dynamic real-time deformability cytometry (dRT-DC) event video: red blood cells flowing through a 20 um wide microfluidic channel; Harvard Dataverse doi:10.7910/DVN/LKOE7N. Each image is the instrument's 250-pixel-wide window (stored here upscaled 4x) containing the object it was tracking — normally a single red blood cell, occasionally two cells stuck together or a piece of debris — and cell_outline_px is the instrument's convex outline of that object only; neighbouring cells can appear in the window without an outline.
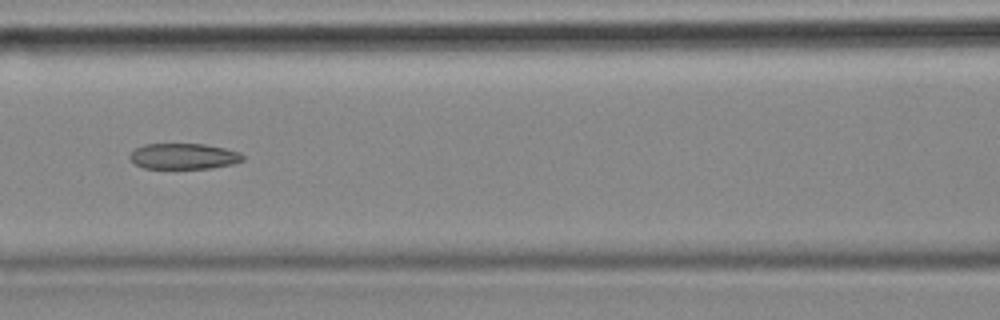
{"species": "common noctule bat (a hibernating species)", "species_latin": "Nyctalus noctula", "temperature_condition": "cold", "stored_images_in_passage": 5, "camera_frame_rate_fps": 3000, "um_per_image_px": 0.085, "animal": {"sex": "female", "body_mass_g": 18.4}, "frame": {"image": 1, "passage_image": 4, "time_ms": 1.0, "image_size_px": [1000, 320], "cell_outline_px": [[244, 160], [232, 164], [212, 168], [144, 168], [136, 164], [128, 156], [136, 148], [144, 144], [204, 144], [224, 148], [240, 152], [244, 156]], "centroid_in_image_um": [15.63, 13.28], "position_along_channel_um": 151.0, "area_um2": 16.88}}
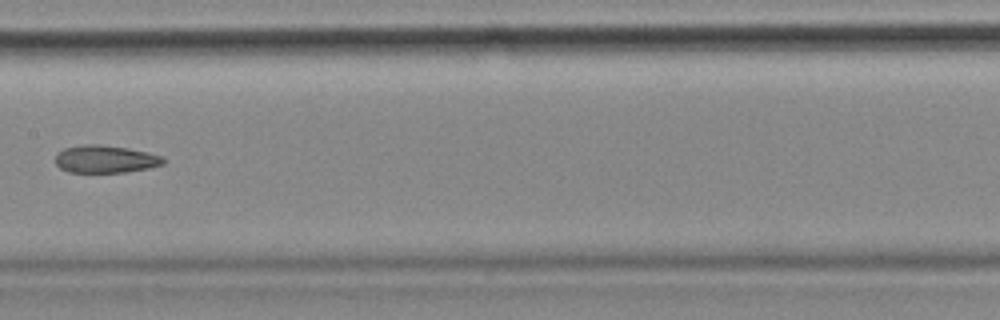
{"frame": {"image": 2, "passage_image": 5, "time_ms": 1.333, "image_size_px": [1000, 320], "cell_outline_px": [[164, 164], [148, 168], [124, 172], [68, 172], [60, 168], [56, 164], [56, 152], [64, 148], [84, 144], [96, 144], [128, 148], [164, 156]], "centroid_in_image_um": [8.94, 13.52], "position_along_channel_um": 198.5, "area_um2": 17.34}}